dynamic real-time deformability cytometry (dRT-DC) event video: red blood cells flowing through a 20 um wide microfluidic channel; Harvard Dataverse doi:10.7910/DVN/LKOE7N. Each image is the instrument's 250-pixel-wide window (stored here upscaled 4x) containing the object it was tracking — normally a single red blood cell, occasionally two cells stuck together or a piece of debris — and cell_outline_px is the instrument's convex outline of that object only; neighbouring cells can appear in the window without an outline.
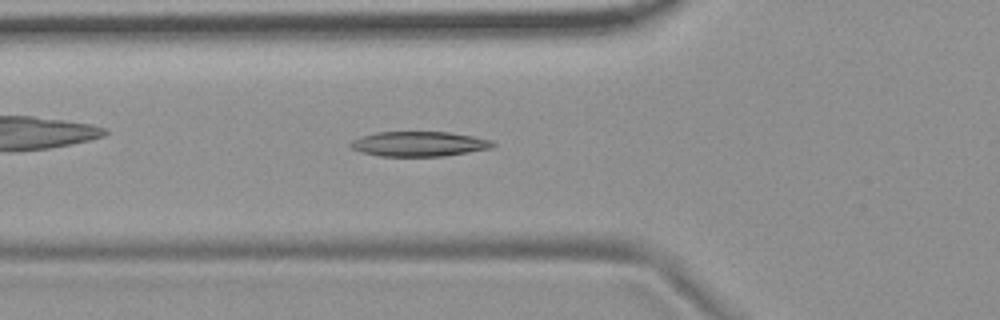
{"species": "common noctule bat (a hibernating species)", "species_latin": "Nyctalus noctula", "temperature_condition": "room temperature", "stored_images_in_passage": 53, "camera_frame_rate_fps": 3000, "um_per_image_px": 0.085, "animal": {"sex": "female", "body_mass_g": 19.9}, "frame": {"image": 1, "passage_image": 18, "time_ms": 5.667, "image_size_px": [1000, 320], "cell_outline_px": [[496, 144], [492, 148], [444, 156], [380, 156], [364, 152], [352, 148], [348, 144], [352, 140], [376, 132], [448, 132], [472, 136], [492, 140]], "centroid_in_image_um": [35.65, 12.23], "position_along_channel_um": 90.2, "area_um2": 20.46}}
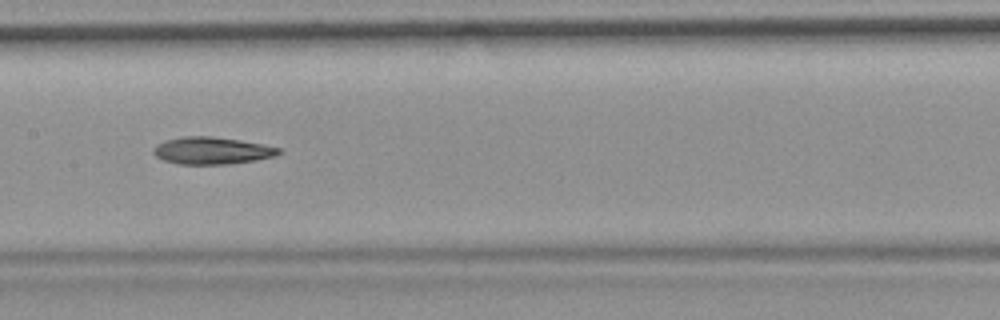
{"frame": {"image": 2, "passage_image": 26, "time_ms": 8.333, "image_size_px": [1000, 320], "cell_outline_px": [[284, 152], [276, 156], [256, 160], [228, 164], [176, 164], [164, 160], [156, 156], [152, 152], [152, 148], [156, 144], [168, 140], [184, 136], [208, 136], [240, 140], [264, 144], [280, 148]], "centroid_in_image_um": [18.04, 12.81], "position_along_channel_um": 189.4, "area_um2": 19.94}}
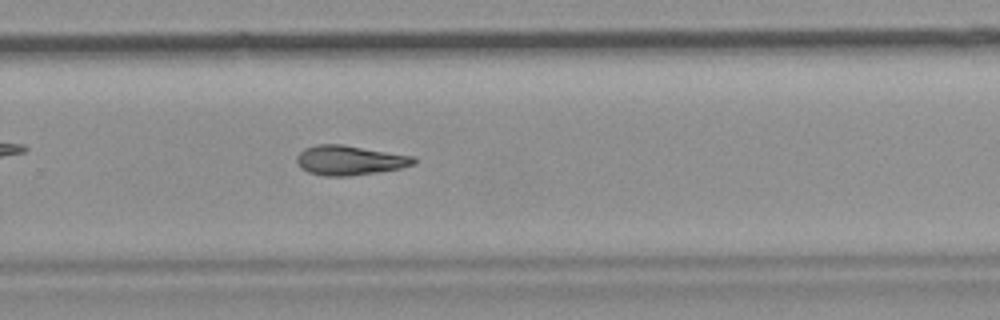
{"frame": {"image": 3, "passage_image": 35, "time_ms": 11.333, "image_size_px": [1000, 320], "cell_outline_px": [[416, 160], [412, 164], [400, 168], [376, 172], [348, 176], [324, 176], [308, 172], [300, 168], [296, 160], [296, 156], [304, 148], [316, 144], [340, 144], [416, 156]], "centroid_in_image_um": [29.68, 13.62], "position_along_channel_um": 300.1, "area_um2": 20.17}}